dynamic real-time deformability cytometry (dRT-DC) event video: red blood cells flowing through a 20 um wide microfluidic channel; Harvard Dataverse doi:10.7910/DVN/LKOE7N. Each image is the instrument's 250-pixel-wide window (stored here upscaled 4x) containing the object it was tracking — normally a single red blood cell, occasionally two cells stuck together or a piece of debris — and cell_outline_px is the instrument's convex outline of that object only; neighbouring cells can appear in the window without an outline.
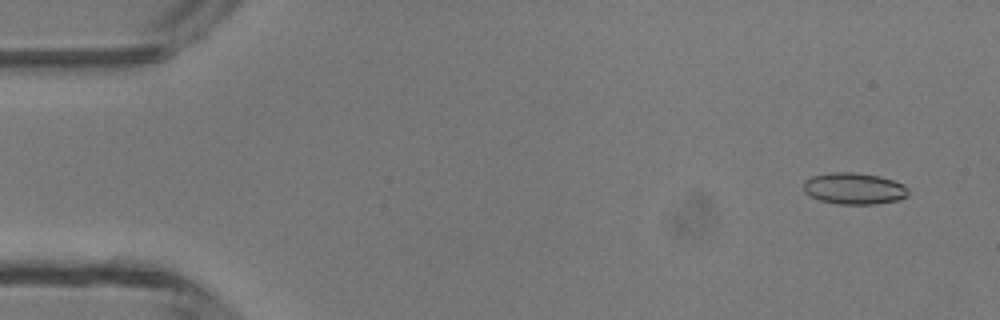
{"species": "common noctule bat (a hibernating species)", "species_latin": "Nyctalus noctula", "temperature_condition": "room temperature", "stored_images_in_passage": 47, "camera_frame_rate_fps": 3000, "um_per_image_px": 0.085, "animal": {"sex": "male", "body_mass_g": 13.3}, "frame": {"image": 1, "passage_image": 3, "time_ms": 0.667, "image_size_px": [1000, 320], "cell_outline_px": [[908, 196], [900, 200], [876, 204], [840, 204], [820, 200], [804, 192], [804, 180], [812, 176], [832, 172], [856, 172], [880, 176], [904, 184], [908, 188]], "centroid_in_image_um": [72.63, 16.02], "position_along_channel_um": 12.4, "area_um2": 19.36}}
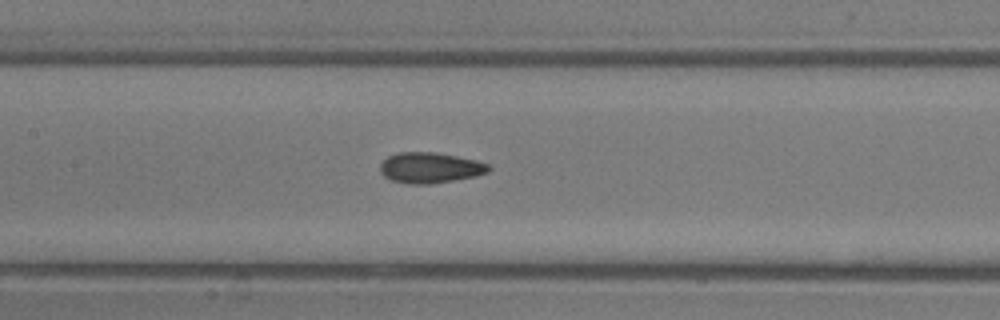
{"frame": {"image": 2, "passage_image": 22, "time_ms": 7.0, "image_size_px": [1000, 320], "cell_outline_px": [[492, 168], [488, 172], [476, 176], [432, 184], [408, 184], [392, 180], [384, 176], [380, 172], [380, 164], [388, 156], [396, 152], [432, 152], [456, 156], [476, 160], [488, 164]], "centroid_in_image_um": [36.55, 14.26], "position_along_channel_um": 170.9, "area_um2": 19.42}}
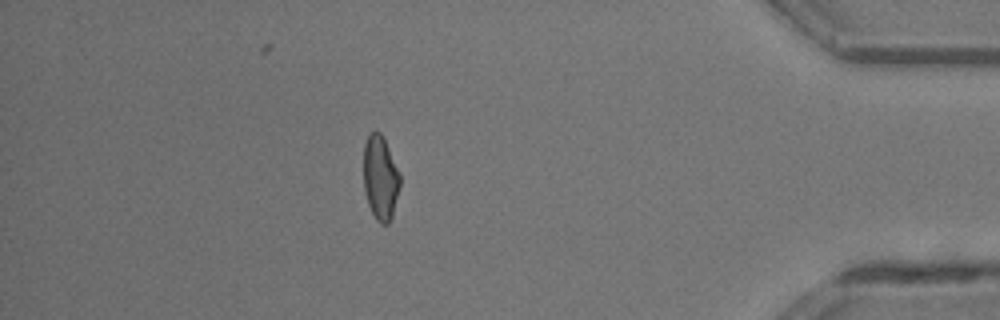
{"frame": {"image": 3, "passage_image": 41, "time_ms": 13.333, "image_size_px": [1000, 320], "cell_outline_px": [[400, 188], [392, 216], [388, 224], [380, 224], [376, 220], [368, 204], [364, 188], [364, 144], [368, 136], [376, 128], [384, 136], [400, 176]], "centroid_in_image_um": [32.33, 15.1], "position_along_channel_um": 402.9, "area_um2": 17.98}, "authors_computed_cell_mechanics": {"area_um2": 18.785, "velocity_mm_per_s": 4.395, "shape_relaxation_time_tau1_ms": 4.9775, "shape_relaxation_time_tau2_ms": 2.1729, "deformation_change_tau1": 0.1204, "deformation_change_tau2": 0.0815}}